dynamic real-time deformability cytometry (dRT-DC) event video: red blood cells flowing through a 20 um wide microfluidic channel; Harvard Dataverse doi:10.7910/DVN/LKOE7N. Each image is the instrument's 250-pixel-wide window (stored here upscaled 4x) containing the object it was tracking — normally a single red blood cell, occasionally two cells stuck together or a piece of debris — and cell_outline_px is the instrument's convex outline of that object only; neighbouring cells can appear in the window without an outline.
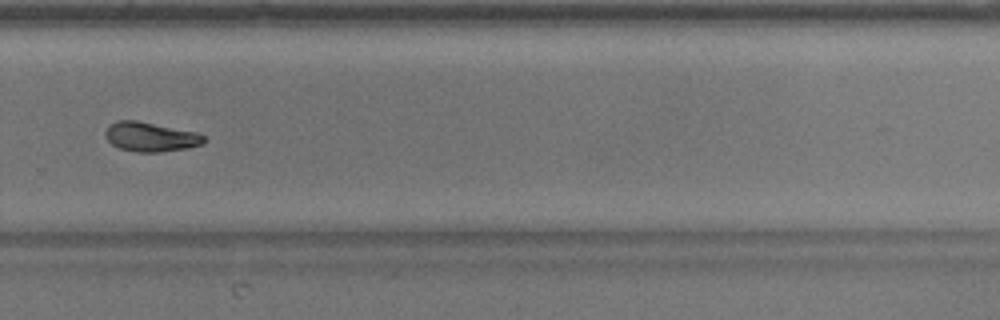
{"species": "common noctule bat (a hibernating species)", "species_latin": "Nyctalus noctula", "temperature_condition": "warm", "stored_images_in_passage": 38, "camera_frame_rate_fps": 3000, "um_per_image_px": 0.085, "animal": {"sex": "male", "body_mass_g": 17.9}, "frame": {"image": 1, "passage_image": 22, "time_ms": 7.0, "image_size_px": [1000, 320], "cell_outline_px": [[204, 140], [200, 144], [184, 148], [156, 152], [136, 152], [120, 148], [112, 144], [104, 136], [104, 132], [116, 120], [136, 120], [196, 132], [204, 136]], "centroid_in_image_um": [12.74, 11.62], "position_along_channel_um": 317.1, "area_um2": 16.53}}
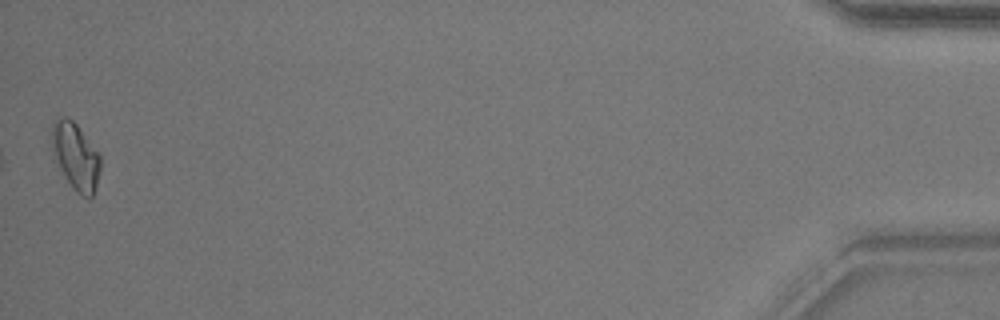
{"frame": {"image": 2, "passage_image": 38, "time_ms": 12.333, "image_size_px": [1000, 320], "cell_outline_px": [[100, 168], [96, 184], [92, 196], [88, 200], [80, 196], [76, 192], [68, 180], [56, 156], [48, 136], [52, 124], [60, 116], [68, 116], [76, 124], [100, 152]], "centroid_in_image_um": [6.44, 13.23], "position_along_channel_um": 428.8, "area_um2": 18.84}, "authors_computed_cell_mechanics": {"area_um2": 17.1666, "velocity_mm_per_s": 3.8606, "shape_relaxation_time_tau1_ms": 5.7251, "shape_relaxation_time_tau2_ms": 7.7058, "deformation_change_tau1": 0.1643, "deformation_change_tau2": 0.1309}}